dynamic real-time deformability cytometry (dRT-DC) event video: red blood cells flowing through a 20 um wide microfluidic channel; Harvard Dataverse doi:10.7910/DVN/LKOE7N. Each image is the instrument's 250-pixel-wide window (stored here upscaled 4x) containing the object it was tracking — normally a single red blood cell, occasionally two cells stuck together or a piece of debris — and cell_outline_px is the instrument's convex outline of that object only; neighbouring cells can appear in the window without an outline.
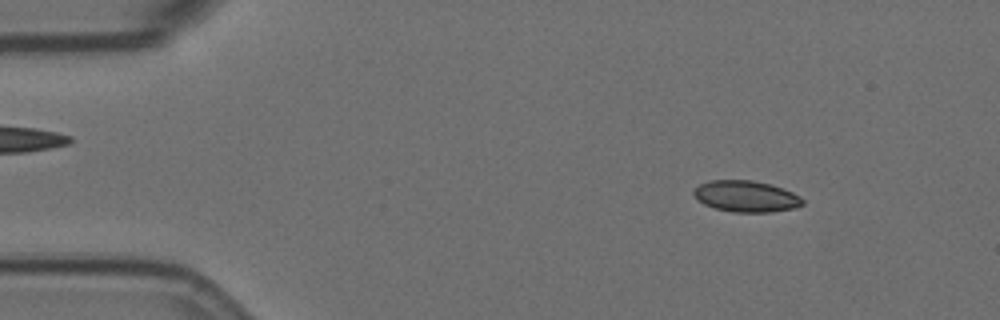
{"species": "Egyptian fruit bat (a non-hibernating species)", "species_latin": "Rousettus aegyptiacus", "temperature_condition": "room temperature", "stored_images_in_passage": 50, "camera_frame_rate_fps": 3000, "um_per_image_px": 0.085, "animal": {"sex": "female"}, "frame": {"image": 1, "passage_image": 1, "time_ms": 0.0, "image_size_px": [1000, 320], "cell_outline_px": [[804, 204], [792, 208], [772, 212], [732, 212], [716, 208], [704, 204], [692, 192], [700, 184], [708, 180], [752, 180], [768, 184], [792, 192], [800, 196], [804, 200]], "centroid_in_image_um": [63.42, 16.69], "position_along_channel_um": 21.6, "area_um2": 19.59}}
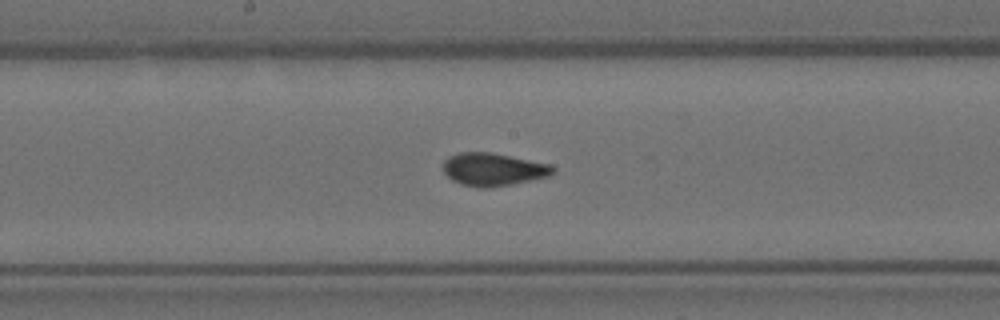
{"frame": {"image": 2, "passage_image": 23, "time_ms": 7.333, "image_size_px": [1000, 320], "cell_outline_px": [[556, 172], [548, 176], [512, 184], [484, 188], [480, 188], [460, 184], [452, 180], [444, 172], [444, 160], [448, 156], [460, 152], [492, 152], [548, 164], [556, 168]], "centroid_in_image_um": [41.91, 14.39], "position_along_channel_um": 206.3, "area_um2": 20.92}}
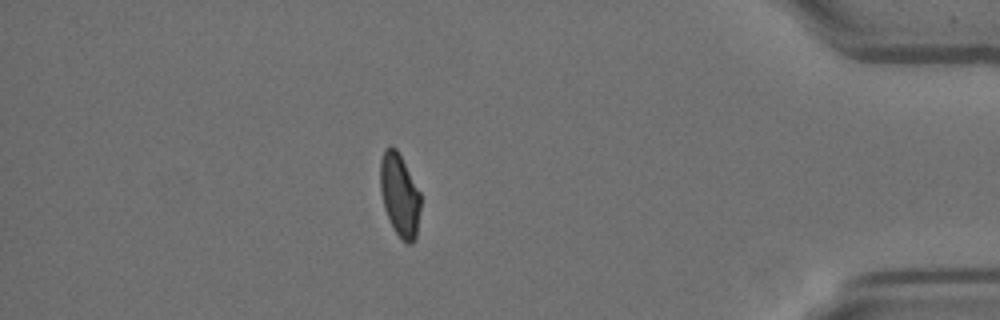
{"frame": {"image": 3, "passage_image": 43, "time_ms": 14.0, "image_size_px": [1000, 320], "cell_outline_px": [[420, 208], [416, 236], [412, 244], [408, 244], [400, 240], [384, 208], [380, 192], [380, 160], [384, 148], [388, 144], [392, 144], [396, 148], [420, 192]], "centroid_in_image_um": [33.95, 16.55], "position_along_channel_um": 401.3, "area_um2": 19.54}, "authors_computed_cell_mechanics": {"area_um2": 20.3745, "velocity_mm_per_s": 3.5622, "shape_relaxation_time_tau1_ms": 9.3203, "shape_relaxation_time_tau2_ms": 0.9479, "deformation_change_tau1": 0.19, "deformation_change_tau2": 0.0524}}